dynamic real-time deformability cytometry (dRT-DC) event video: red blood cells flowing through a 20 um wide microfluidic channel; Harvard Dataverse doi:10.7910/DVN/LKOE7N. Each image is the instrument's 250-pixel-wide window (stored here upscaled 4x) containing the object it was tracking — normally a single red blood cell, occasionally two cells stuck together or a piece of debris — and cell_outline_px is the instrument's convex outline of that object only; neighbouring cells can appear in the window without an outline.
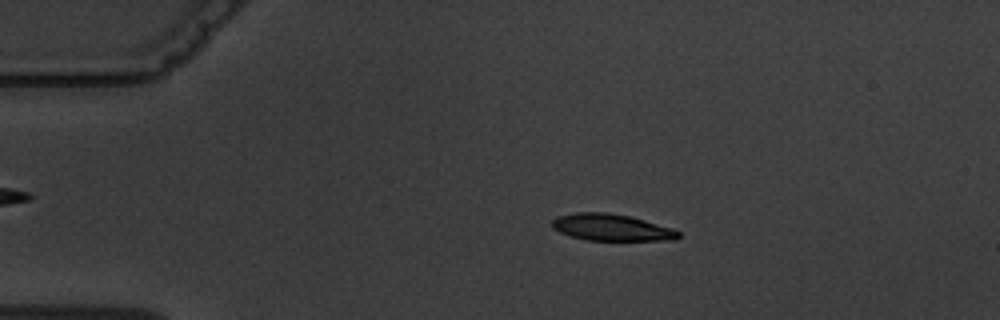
{"species": "common noctule bat (a hibernating species)", "species_latin": "Nyctalus noctula", "temperature_condition": "warm", "stored_images_in_passage": 7, "camera_frame_rate_fps": 3000, "um_per_image_px": 0.085, "animal": {"sex": "male", "body_mass_g": 19.5, "forearm_length_mm": 54.6}, "frame": {"image": 1, "passage_image": 2, "time_ms": 1.0, "image_size_px": [1000, 320], "cell_outline_px": [[680, 236], [676, 240], [588, 240], [572, 236], [560, 232], [552, 228], [552, 220], [556, 216], [576, 212], [608, 212], [628, 216], [644, 220], [672, 228], [680, 232]], "centroid_in_image_um": [51.96, 19.32], "position_along_channel_um": 33.0, "area_um2": 19.59}}
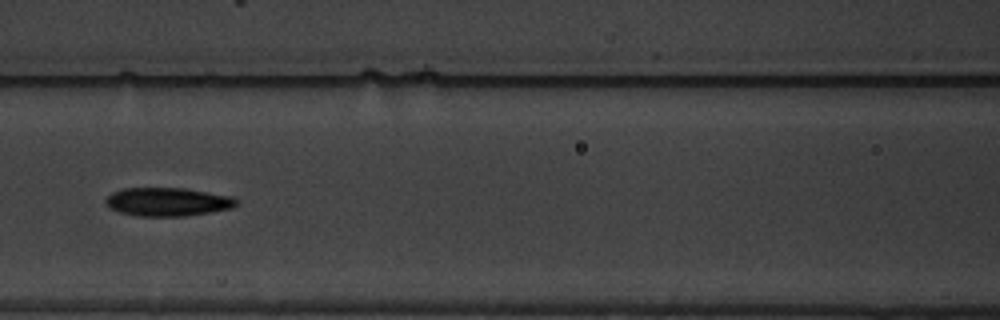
{"frame": {"image": 2, "passage_image": 6, "time_ms": 5.667, "image_size_px": [1000, 320], "cell_outline_px": [[236, 204], [232, 208], [212, 212], [184, 216], [136, 216], [120, 212], [108, 208], [104, 204], [104, 200], [112, 192], [124, 188], [184, 188], [232, 196], [236, 200]], "centroid_in_image_um": [14.2, 17.16], "position_along_channel_um": 152.4, "area_um2": 21.79}}